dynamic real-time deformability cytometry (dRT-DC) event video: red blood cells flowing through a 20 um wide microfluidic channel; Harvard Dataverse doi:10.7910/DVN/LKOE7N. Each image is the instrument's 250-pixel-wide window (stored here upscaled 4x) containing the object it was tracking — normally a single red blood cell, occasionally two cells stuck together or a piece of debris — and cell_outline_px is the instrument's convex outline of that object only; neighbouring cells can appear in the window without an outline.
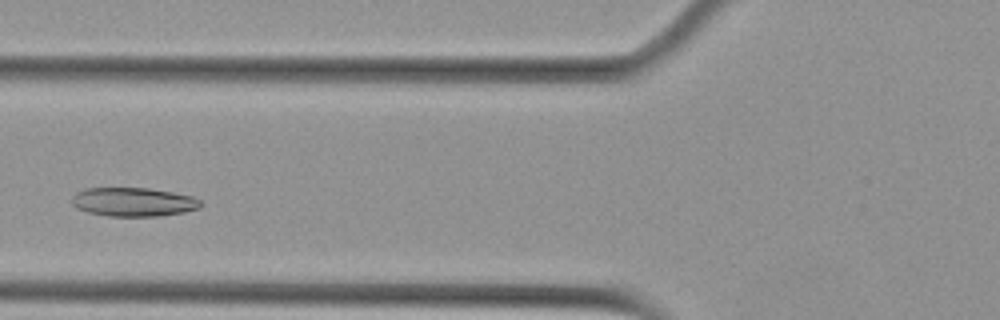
{"species": "Egyptian fruit bat (a non-hibernating species)", "species_latin": "Rousettus aegyptiacus", "temperature_condition": "cold", "stored_images_in_passage": 3, "camera_frame_rate_fps": 3000, "um_per_image_px": 0.085, "animal": {"sex": "female"}, "frame": {"image": 1, "passage_image": 3, "time_ms": 0.667, "image_size_px": [1000, 320], "cell_outline_px": [[200, 208], [184, 212], [160, 216], [108, 216], [88, 212], [76, 208], [72, 204], [72, 196], [76, 192], [84, 188], [148, 188], [172, 192], [192, 196], [200, 200]], "centroid_in_image_um": [11.31, 17.16], "position_along_channel_um": 114.5, "area_um2": 21.68}}